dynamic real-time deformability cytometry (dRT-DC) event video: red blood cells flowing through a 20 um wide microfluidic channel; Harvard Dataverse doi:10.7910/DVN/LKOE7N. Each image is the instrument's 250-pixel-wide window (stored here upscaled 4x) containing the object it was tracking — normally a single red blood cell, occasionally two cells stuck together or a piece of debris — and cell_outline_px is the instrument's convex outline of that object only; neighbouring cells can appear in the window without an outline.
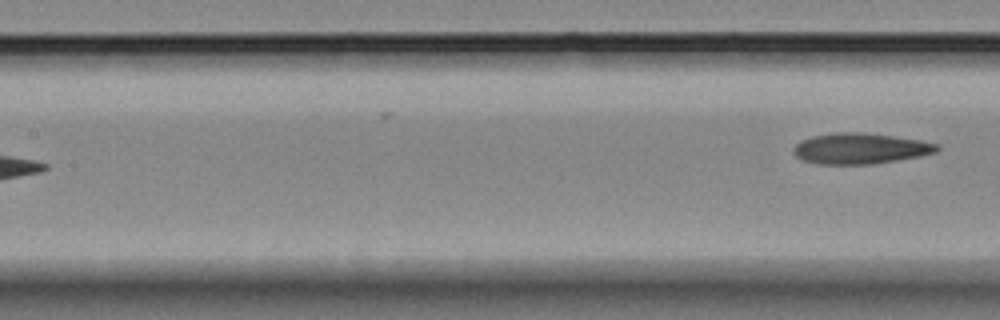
{"species": "Egyptian fruit bat (a non-hibernating species)", "species_latin": "Rousettus aegyptiacus", "temperature_condition": "room temperature", "stored_images_in_passage": 7, "segment_of_instrument_passage": [2, 2], "camera_frame_rate_fps": 3000, "um_per_image_px": 0.085, "animal": {"sex": "female"}, "frame": {"image": 1, "passage_image": 7, "time_ms": 7.333, "image_size_px": [1000, 320], "cell_outline_px": [[940, 148], [936, 152], [920, 156], [872, 164], [816, 164], [800, 160], [792, 152], [792, 148], [800, 140], [812, 136], [836, 132], [864, 132], [920, 140], [936, 144]], "centroid_in_image_um": [73.05, 12.62], "position_along_channel_um": 134.3, "area_um2": 25.84}}